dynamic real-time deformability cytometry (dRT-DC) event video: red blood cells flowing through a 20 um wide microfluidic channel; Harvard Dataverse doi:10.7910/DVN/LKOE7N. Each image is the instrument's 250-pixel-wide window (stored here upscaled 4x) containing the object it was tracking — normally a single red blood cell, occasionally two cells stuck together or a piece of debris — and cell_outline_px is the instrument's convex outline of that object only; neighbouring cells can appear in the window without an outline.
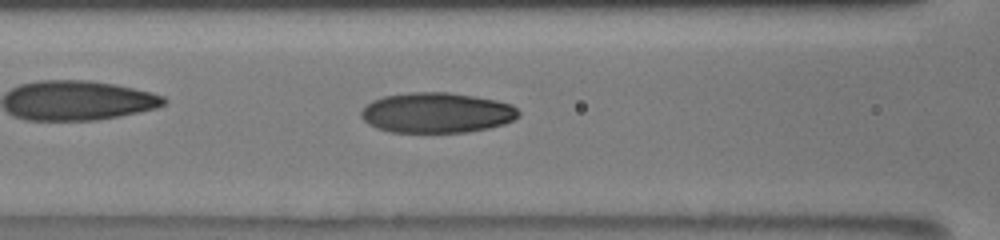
{"species": "human", "species_latin": "Homo sapiens", "temperature_condition": "room temperature", "stored_images_in_passage": 48, "camera_frame_rate_fps": 3000, "um_per_image_px": 0.085, "donor": {"sex": "male"}, "frame": {"image": 1, "passage_image": 47, "time_ms": 9.667, "image_size_px": [1000, 240], "cell_outline_px": [[520, 116], [504, 124], [488, 128], [468, 132], [388, 132], [376, 128], [368, 124], [360, 116], [360, 112], [372, 100], [384, 96], [412, 92], [448, 92], [476, 96], [496, 100], [512, 104], [520, 112]], "centroid_in_image_um": [37.13, 9.58], "position_along_channel_um": 129.5, "area_um2": 37.17}}